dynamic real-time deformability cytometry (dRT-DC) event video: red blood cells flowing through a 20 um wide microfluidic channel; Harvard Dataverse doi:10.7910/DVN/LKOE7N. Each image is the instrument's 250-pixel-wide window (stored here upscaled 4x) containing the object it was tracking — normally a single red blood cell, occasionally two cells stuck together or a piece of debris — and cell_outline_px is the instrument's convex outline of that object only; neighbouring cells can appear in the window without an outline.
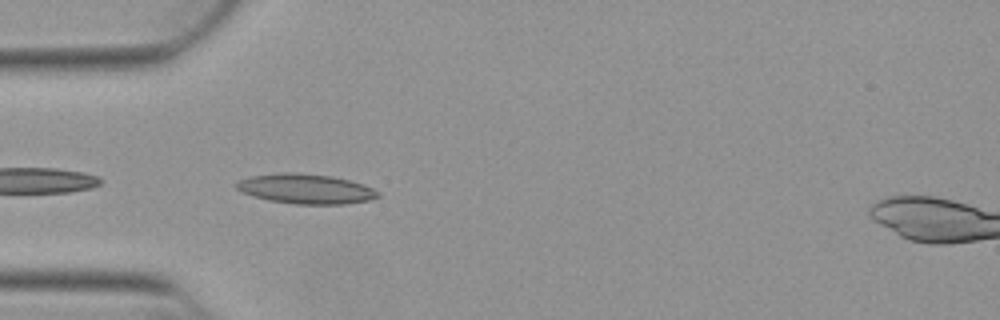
{"species": "Egyptian fruit bat (a non-hibernating species)", "species_latin": "Rousettus aegyptiacus", "temperature_condition": "warm", "stored_images_in_passage": 9, "camera_frame_rate_fps": 3000, "um_per_image_px": 0.085, "animal": {"sex": "female"}, "frame": {"image": 1, "passage_image": 2, "time_ms": 0.333, "image_size_px": [1000, 320], "cell_outline_px": [[380, 196], [368, 200], [344, 204], [296, 204], [268, 200], [252, 196], [236, 188], [232, 184], [240, 180], [252, 176], [284, 172], [296, 172], [332, 176], [364, 184], [380, 192]], "centroid_in_image_um": [25.99, 16.05], "position_along_channel_um": 59.0, "area_um2": 24.57}}
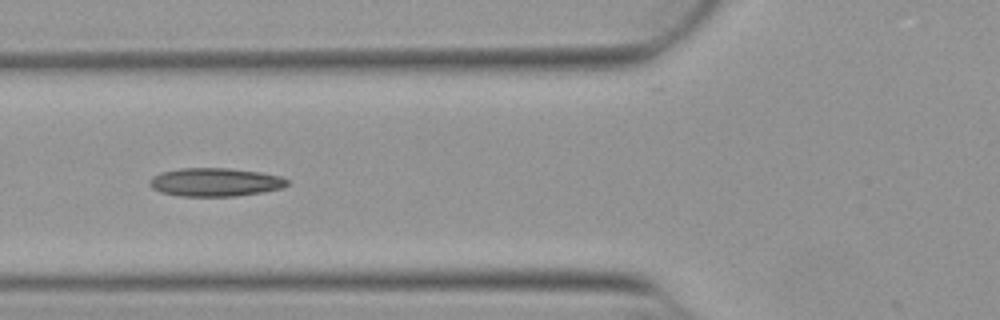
{"frame": {"image": 2, "passage_image": 6, "time_ms": 1.667, "image_size_px": [1000, 320], "cell_outline_px": [[288, 184], [284, 188], [236, 196], [180, 196], [160, 192], [152, 188], [148, 184], [148, 180], [152, 176], [160, 172], [180, 168], [228, 168], [260, 172], [280, 176], [288, 180]], "centroid_in_image_um": [18.25, 15.48], "position_along_channel_um": 107.6, "area_um2": 22.89}}